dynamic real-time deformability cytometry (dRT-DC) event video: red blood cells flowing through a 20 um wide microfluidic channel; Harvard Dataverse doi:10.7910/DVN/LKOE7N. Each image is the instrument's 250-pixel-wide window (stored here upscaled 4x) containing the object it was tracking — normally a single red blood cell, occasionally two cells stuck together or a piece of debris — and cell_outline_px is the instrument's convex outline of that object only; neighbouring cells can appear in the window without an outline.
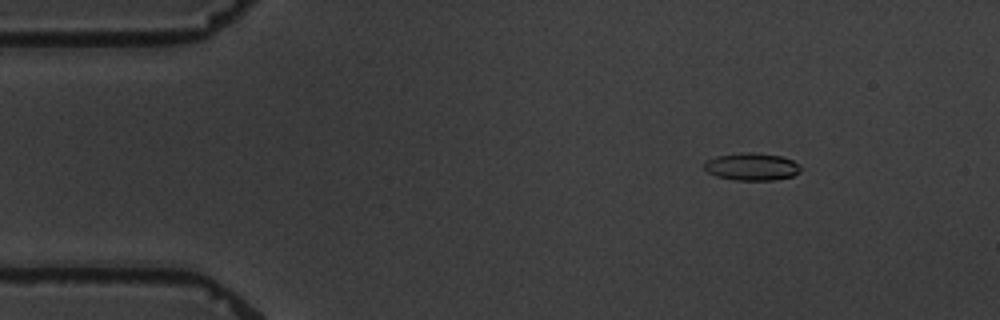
{"species": "common noctule bat (a hibernating species)", "species_latin": "Nyctalus noctula", "temperature_condition": "warm", "stored_images_in_passage": 9, "camera_frame_rate_fps": 3000, "um_per_image_px": 0.085, "animal": {"sex": "male", "body_mass_g": 19.5, "forearm_length_mm": 54.6}, "frame": {"image": 1, "passage_image": 3, "time_ms": 2.333, "image_size_px": [1000, 320], "cell_outline_px": [[800, 172], [792, 176], [776, 180], [736, 180], [716, 176], [708, 172], [704, 168], [704, 164], [708, 160], [716, 156], [748, 152], [752, 152], [780, 156], [792, 160], [800, 164]], "centroid_in_image_um": [63.92, 14.17], "position_along_channel_um": 21.1, "area_um2": 15.32}}
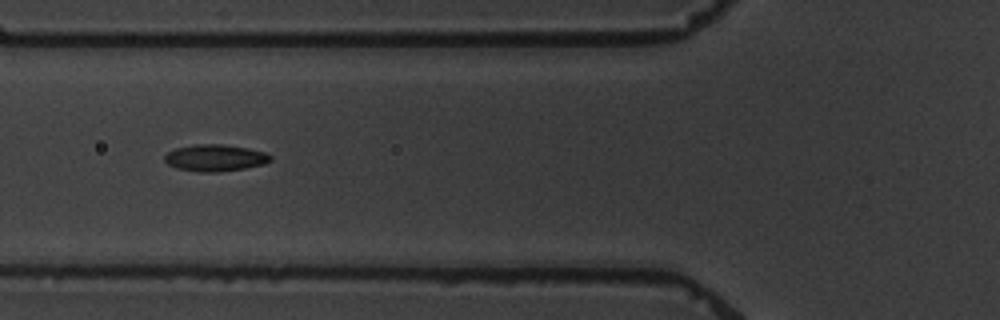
{"frame": {"image": 2, "passage_image": 7, "time_ms": 7.0, "image_size_px": [1000, 320], "cell_outline_px": [[272, 160], [264, 164], [244, 168], [220, 172], [200, 172], [176, 168], [168, 164], [164, 160], [164, 156], [168, 152], [176, 148], [196, 144], [224, 144], [248, 148], [268, 152], [272, 156]], "centroid_in_image_um": [18.32, 13.41], "position_along_channel_um": 107.5, "area_um2": 16.65}}
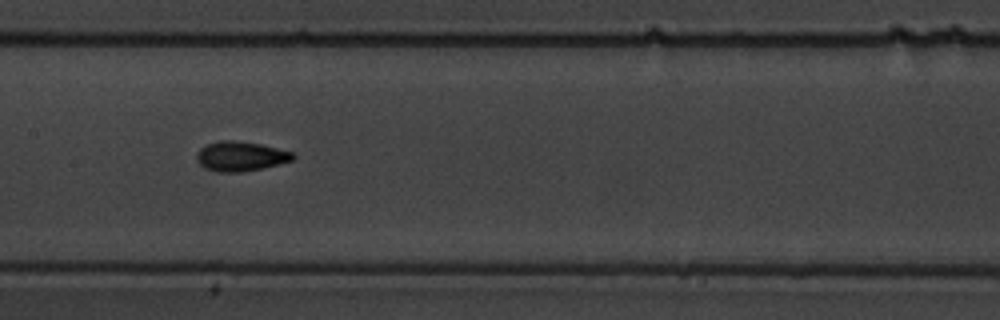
{"frame": {"image": 3, "passage_image": 9, "time_ms": 9.333, "image_size_px": [1000, 320], "cell_outline_px": [[296, 156], [292, 160], [260, 168], [240, 172], [216, 172], [204, 168], [196, 160], [196, 152], [204, 144], [220, 140], [236, 140], [260, 144], [292, 152]], "centroid_in_image_um": [20.37, 13.27], "position_along_channel_um": 187.0, "area_um2": 16.65}}